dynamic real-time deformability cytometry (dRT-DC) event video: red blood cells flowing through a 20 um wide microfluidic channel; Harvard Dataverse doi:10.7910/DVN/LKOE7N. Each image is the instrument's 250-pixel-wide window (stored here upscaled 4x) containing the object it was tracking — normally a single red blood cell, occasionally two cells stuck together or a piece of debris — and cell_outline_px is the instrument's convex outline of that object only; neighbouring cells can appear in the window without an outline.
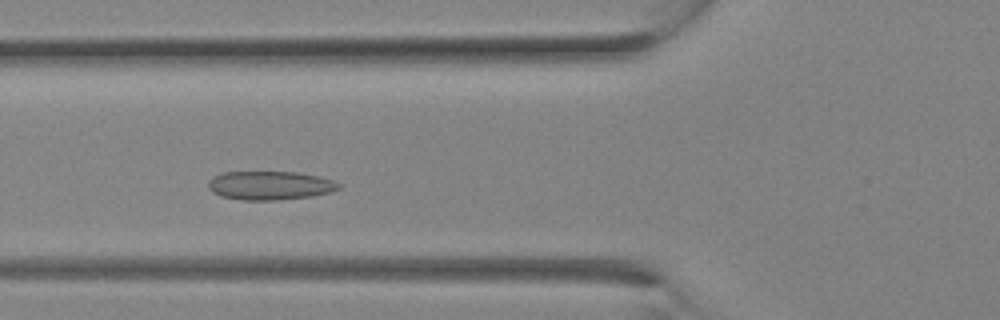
{"species": "Egyptian fruit bat (a non-hibernating species)", "species_latin": "Rousettus aegyptiacus", "temperature_condition": "room temperature", "stored_images_in_passage": 11, "camera_frame_rate_fps": 3000, "um_per_image_px": 0.085, "animal": {"sex": "female"}, "frame": {"image": 1, "passage_image": 4, "time_ms": 1.0, "image_size_px": [1000, 320], "cell_outline_px": [[340, 188], [328, 192], [312, 196], [276, 200], [240, 200], [220, 196], [212, 192], [208, 188], [208, 180], [212, 176], [220, 172], [300, 172], [320, 176], [332, 180], [340, 184]], "centroid_in_image_um": [22.89, 15.76], "position_along_channel_um": 102.9, "area_um2": 22.02}}
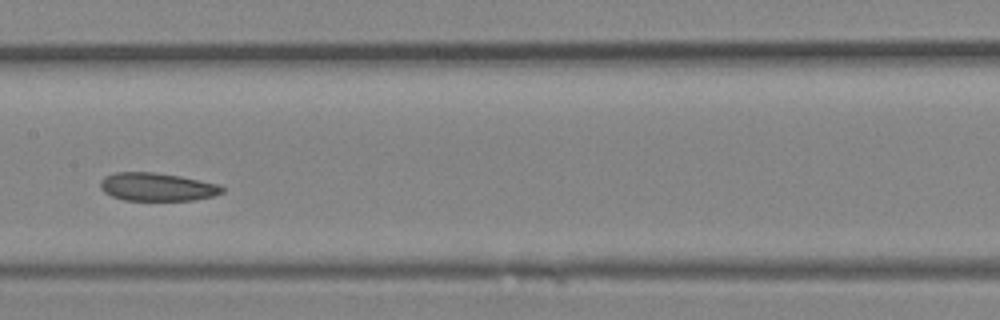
{"frame": {"image": 2, "passage_image": 8, "time_ms": 2.333, "image_size_px": [1000, 320], "cell_outline_px": [[224, 192], [212, 196], [192, 200], [124, 200], [112, 196], [104, 192], [100, 188], [100, 180], [104, 176], [116, 172], [156, 172], [180, 176], [220, 184], [224, 188]], "centroid_in_image_um": [13.34, 15.88], "position_along_channel_um": 194.1, "area_um2": 20.06}}
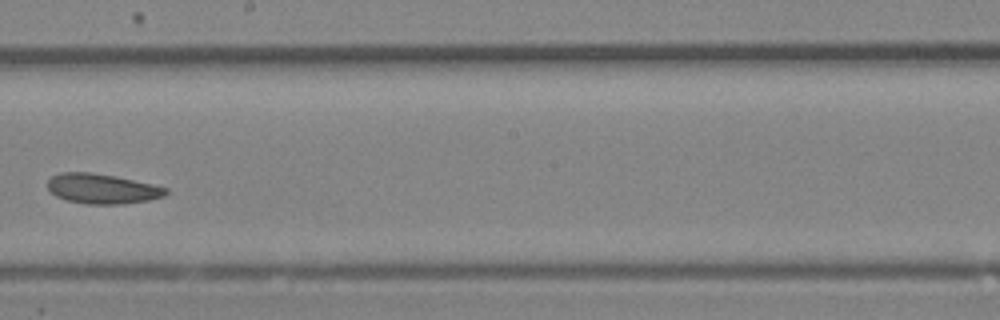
{"frame": {"image": 3, "passage_image": 10, "time_ms": 3.0, "image_size_px": [1000, 320], "cell_outline_px": [[168, 192], [164, 196], [148, 200], [124, 204], [88, 204], [64, 200], [56, 196], [48, 188], [48, 180], [52, 176], [60, 172], [92, 172], [116, 176], [152, 184], [168, 188]], "centroid_in_image_um": [8.68, 16.04], "position_along_channel_um": 239.5, "area_um2": 20.69}}